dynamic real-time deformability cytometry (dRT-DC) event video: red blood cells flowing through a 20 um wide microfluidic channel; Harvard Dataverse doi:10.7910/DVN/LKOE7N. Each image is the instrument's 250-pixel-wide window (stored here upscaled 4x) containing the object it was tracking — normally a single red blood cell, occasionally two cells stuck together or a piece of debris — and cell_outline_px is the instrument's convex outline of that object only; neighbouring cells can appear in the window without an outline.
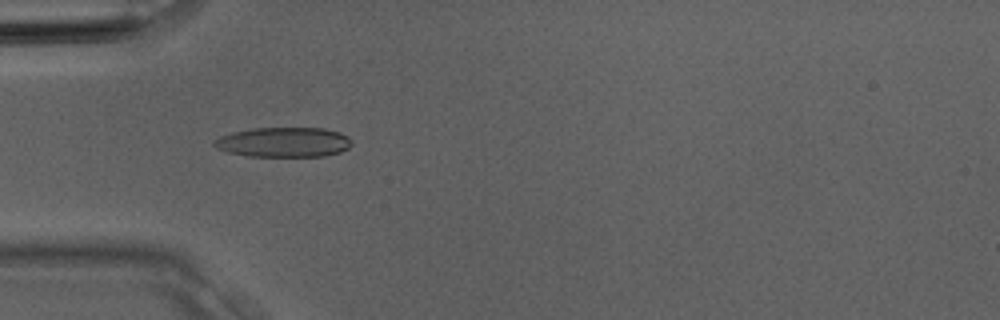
{"species": "Egyptian fruit bat (a non-hibernating species)", "species_latin": "Rousettus aegyptiacus", "temperature_condition": "room temperature", "stored_images_in_passage": 5, "camera_frame_rate_fps": 3000, "um_per_image_px": 0.085, "animal": {"sex": "male"}, "frame": {"image": 1, "passage_image": 4, "time_ms": 1.0, "image_size_px": [1000, 320], "cell_outline_px": [[352, 144], [348, 148], [340, 152], [324, 156], [248, 156], [228, 152], [216, 148], [212, 144], [212, 140], [220, 136], [232, 132], [252, 128], [324, 128], [340, 132], [352, 140]], "centroid_in_image_um": [24.09, 12.08], "position_along_channel_um": 60.9, "area_um2": 24.04}}